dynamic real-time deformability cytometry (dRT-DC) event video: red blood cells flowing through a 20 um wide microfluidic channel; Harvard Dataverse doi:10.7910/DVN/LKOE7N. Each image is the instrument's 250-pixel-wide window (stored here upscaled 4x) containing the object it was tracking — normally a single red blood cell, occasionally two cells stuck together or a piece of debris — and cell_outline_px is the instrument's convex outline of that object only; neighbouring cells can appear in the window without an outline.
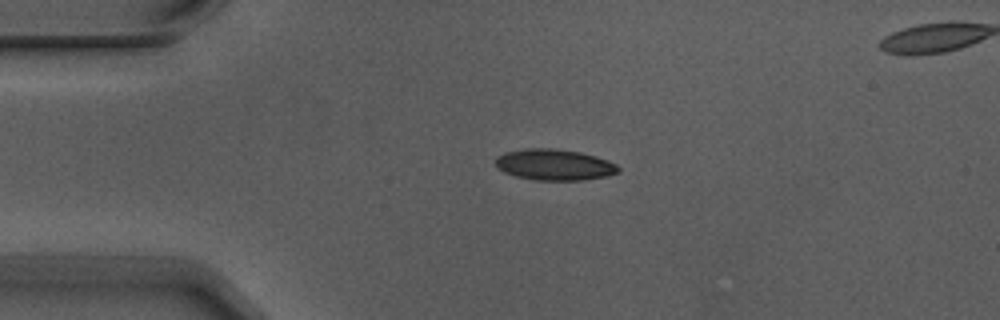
{"species": "Egyptian fruit bat (a non-hibernating species)", "species_latin": "Rousettus aegyptiacus", "temperature_condition": "warm", "stored_images_in_passage": 4, "segment_of_instrument_passage": [1, 2], "camera_frame_rate_fps": 3000, "um_per_image_px": 0.085, "animal": {"sex": "male"}, "frame": {"image": 1, "passage_image": 3, "time_ms": 0.667, "image_size_px": [1000, 320], "cell_outline_px": [[620, 168], [616, 172], [608, 176], [580, 180], [536, 180], [516, 176], [504, 172], [496, 164], [496, 156], [504, 152], [528, 148], [552, 148], [580, 152], [596, 156], [608, 160], [616, 164]], "centroid_in_image_um": [47.12, 13.99], "position_along_channel_um": 37.9, "area_um2": 22.14}}